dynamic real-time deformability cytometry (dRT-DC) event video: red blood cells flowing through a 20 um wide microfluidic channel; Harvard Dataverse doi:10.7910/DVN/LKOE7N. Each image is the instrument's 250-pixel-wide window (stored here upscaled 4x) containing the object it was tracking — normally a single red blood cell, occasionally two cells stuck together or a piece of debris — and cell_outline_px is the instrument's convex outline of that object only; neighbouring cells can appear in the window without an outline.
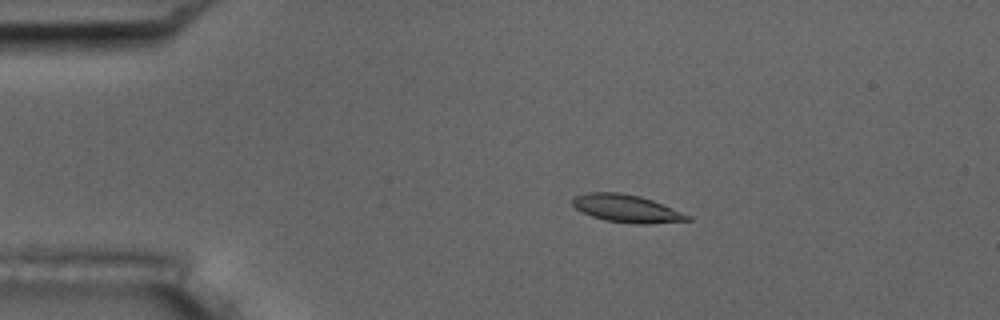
{"species": "common noctule bat (a hibernating species)", "species_latin": "Nyctalus noctula", "temperature_condition": "room temperature", "stored_images_in_passage": 54, "camera_frame_rate_fps": 3000, "um_per_image_px": 0.085, "animal": {"sex": "male", "body_mass_g": 17.5, "forearm_length_mm": 52.3}, "frame": {"image": 1, "passage_image": 10, "time_ms": 3.0, "image_size_px": [1000, 320], "cell_outline_px": [[692, 220], [648, 224], [636, 224], [604, 220], [592, 216], [576, 208], [572, 204], [572, 200], [576, 196], [588, 192], [620, 192], [640, 196], [652, 200], [692, 216]], "centroid_in_image_um": [53.29, 17.72], "position_along_channel_um": 31.7, "area_um2": 18.44}}
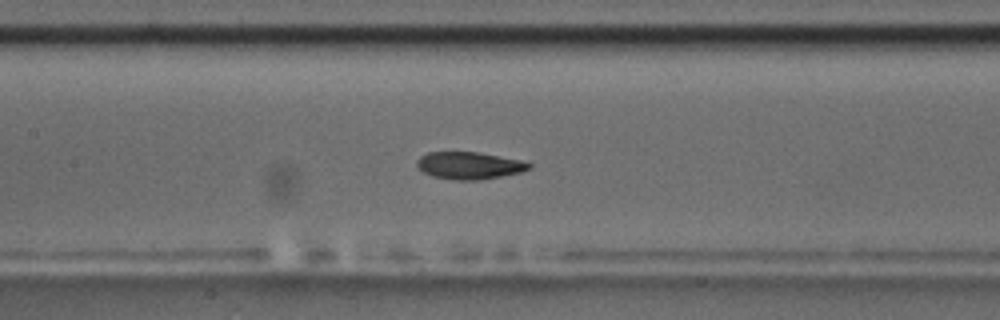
{"frame": {"image": 2, "passage_image": 25, "time_ms": 8.0, "image_size_px": [1000, 320], "cell_outline_px": [[532, 168], [520, 172], [504, 176], [480, 180], [456, 180], [432, 176], [424, 172], [416, 164], [416, 160], [420, 156], [428, 152], [476, 152], [520, 160], [532, 164]], "centroid_in_image_um": [39.89, 14.07], "position_along_channel_um": 167.5, "area_um2": 17.74}}
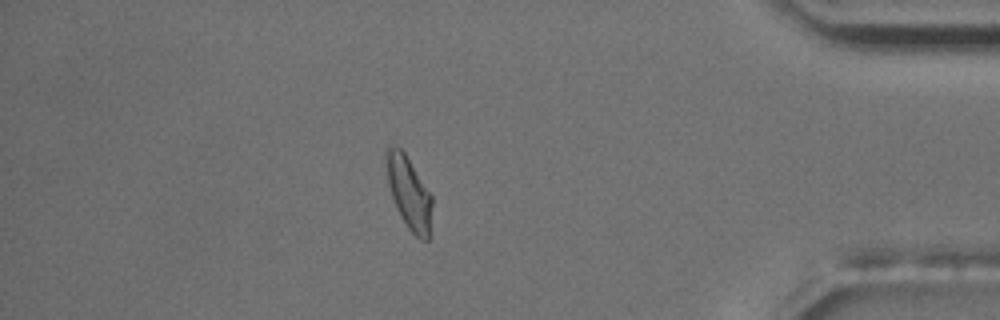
{"frame": {"image": 3, "passage_image": 47, "time_ms": 15.333, "image_size_px": [1000, 320], "cell_outline_px": [[432, 204], [428, 240], [420, 240], [408, 228], [400, 216], [392, 196], [388, 184], [384, 164], [384, 148], [388, 144], [400, 148], [404, 152], [432, 196]], "centroid_in_image_um": [34.71, 16.32], "position_along_channel_um": 400.5, "area_um2": 19.42}, "authors_computed_cell_mechanics": {"area_um2": 18.1781, "velocity_mm_per_s": 3.694, "shape_relaxation_time_tau1_ms": 3.2898, "shape_relaxation_time_tau2_ms": 1.4209, "deformation_change_tau1": 0.1271, "deformation_change_tau2": 0.0665}}